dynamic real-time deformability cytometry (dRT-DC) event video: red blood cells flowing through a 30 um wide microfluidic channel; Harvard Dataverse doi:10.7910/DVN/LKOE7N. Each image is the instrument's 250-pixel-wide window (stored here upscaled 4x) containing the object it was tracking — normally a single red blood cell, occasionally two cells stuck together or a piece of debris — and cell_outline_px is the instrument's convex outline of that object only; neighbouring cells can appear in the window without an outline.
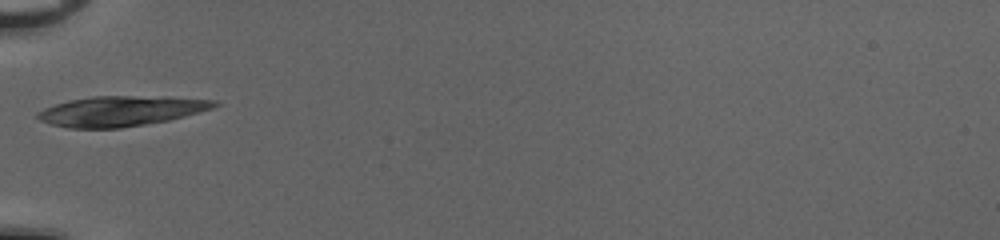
{"species": "common noctule bat (a hibernating species)", "species_latin": "Nyctalus noctula", "temperature_condition": "cold", "stored_images_in_passage": 32, "camera_frame_rate_fps": 3000, "um_per_image_px": 0.085, "animal": {"sex": "female", "body_mass_g": 20.0, "forearm_length_mm": 54.0}, "frame": {"image": 1, "passage_image": 1, "time_ms": 0.0, "image_size_px": [1000, 240], "cell_outline_px": [[220, 104], [212, 108], [200, 112], [168, 120], [120, 128], [68, 128], [52, 124], [40, 120], [36, 116], [36, 112], [44, 108], [68, 100], [92, 96], [168, 96], [216, 100]], "centroid_in_image_um": [10.29, 9.42], "position_along_channel_um": 74.7, "area_um2": 31.1}}
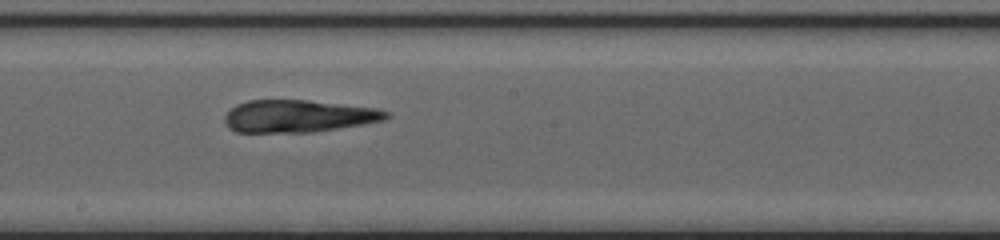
{"frame": {"image": 2, "passage_image": 12, "time_ms": 3.667, "image_size_px": [1000, 240], "cell_outline_px": [[392, 116], [384, 120], [364, 124], [312, 132], [236, 132], [228, 128], [224, 124], [224, 116], [236, 104], [248, 100], [308, 100], [376, 108], [388, 112]], "centroid_in_image_um": [25.34, 9.87], "position_along_channel_um": 222.9, "area_um2": 30.52}}
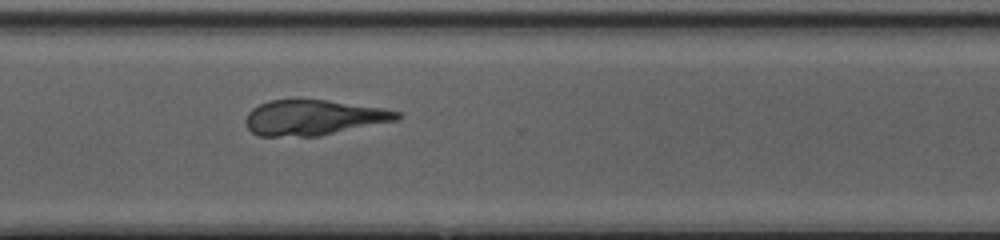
{"frame": {"image": 3, "passage_image": 21, "time_ms": 6.667, "image_size_px": [1000, 240], "cell_outline_px": [[400, 120], [320, 136], [260, 136], [252, 132], [248, 128], [244, 120], [248, 112], [252, 108], [268, 100], [328, 100], [384, 108], [400, 112]], "centroid_in_image_um": [26.67, 10.0], "position_along_channel_um": 343.9, "area_um2": 31.33}}